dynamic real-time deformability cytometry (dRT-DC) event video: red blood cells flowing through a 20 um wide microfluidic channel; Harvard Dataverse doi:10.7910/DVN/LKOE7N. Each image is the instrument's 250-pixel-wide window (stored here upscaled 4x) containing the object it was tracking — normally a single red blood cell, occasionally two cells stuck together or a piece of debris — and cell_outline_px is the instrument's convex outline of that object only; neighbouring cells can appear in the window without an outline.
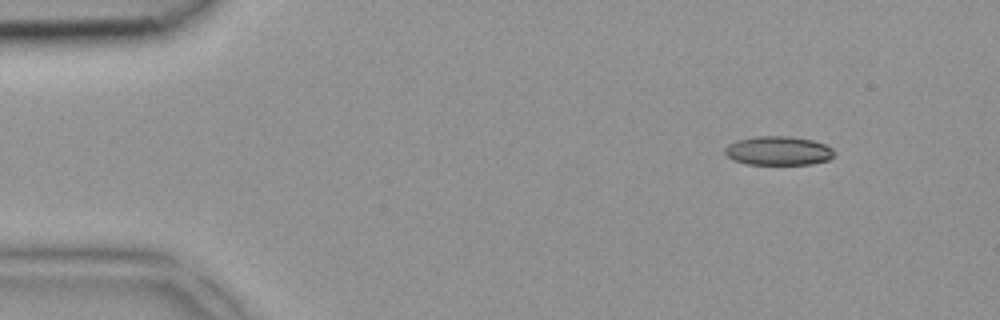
{"species": "common noctule bat (a hibernating species)", "species_latin": "Nyctalus noctula", "temperature_condition": "room temperature", "stored_images_in_passage": 3, "camera_frame_rate_fps": 3000, "um_per_image_px": 0.085, "animal": {"sex": "female", "body_mass_g": 18.4}, "frame": {"image": 1, "passage_image": 1, "time_ms": 0.0, "image_size_px": [1000, 320], "cell_outline_px": [[836, 156], [828, 160], [812, 164], [748, 164], [732, 160], [724, 152], [724, 148], [728, 144], [736, 140], [756, 136], [788, 136], [812, 140], [824, 144], [832, 148], [836, 152]], "centroid_in_image_um": [66.17, 12.81], "position_along_channel_um": 18.8, "area_um2": 18.61}}